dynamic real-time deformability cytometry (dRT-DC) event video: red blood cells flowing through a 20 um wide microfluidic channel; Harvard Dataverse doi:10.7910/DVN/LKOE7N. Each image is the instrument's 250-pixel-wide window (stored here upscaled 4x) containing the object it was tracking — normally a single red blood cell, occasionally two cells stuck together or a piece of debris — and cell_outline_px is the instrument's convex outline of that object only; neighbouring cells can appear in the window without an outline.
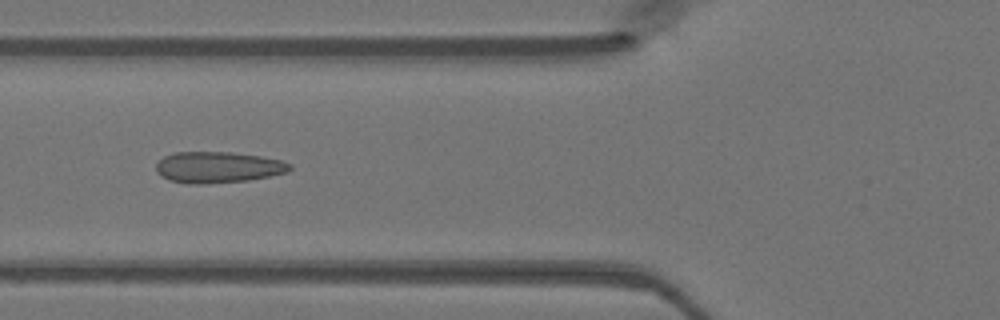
{"species": "Egyptian fruit bat (a non-hibernating species)", "species_latin": "Rousettus aegyptiacus", "temperature_condition": "warm", "stored_images_in_passage": 47, "camera_frame_rate_fps": 3000, "um_per_image_px": 0.085, "animal": {"sex": "female"}, "frame": {"image": 1, "passage_image": 17, "time_ms": 5.333, "image_size_px": [1000, 320], "cell_outline_px": [[292, 168], [288, 172], [248, 180], [200, 184], [188, 184], [172, 180], [160, 176], [156, 172], [156, 164], [164, 156], [172, 152], [232, 152], [260, 156], [280, 160], [292, 164]], "centroid_in_image_um": [18.51, 14.21], "position_along_channel_um": 107.3, "area_um2": 24.28}}
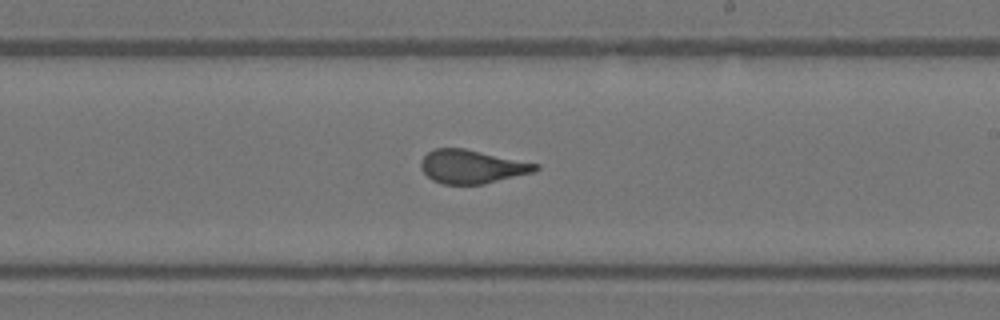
{"frame": {"image": 2, "passage_image": 27, "time_ms": 8.667, "image_size_px": [1000, 320], "cell_outline_px": [[540, 168], [532, 172], [484, 184], [444, 184], [432, 180], [420, 168], [420, 160], [432, 148], [464, 148], [540, 164]], "centroid_in_image_um": [40.09, 14.15], "position_along_channel_um": 248.9, "area_um2": 22.37}}
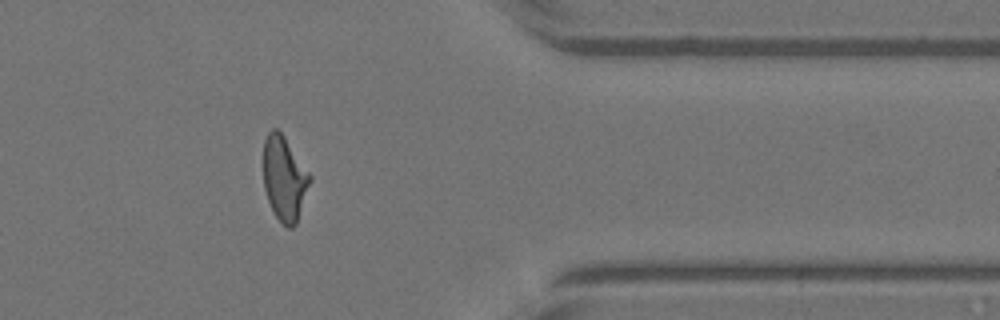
{"frame": {"image": 3, "passage_image": 38, "time_ms": 12.333, "image_size_px": [1000, 320], "cell_outline_px": [[312, 180], [296, 224], [292, 228], [288, 228], [276, 216], [268, 200], [264, 188], [264, 140], [268, 132], [272, 128], [276, 128], [284, 136], [312, 176]], "centroid_in_image_um": [24.19, 15.16], "position_along_channel_um": 387.2, "area_um2": 22.77}}